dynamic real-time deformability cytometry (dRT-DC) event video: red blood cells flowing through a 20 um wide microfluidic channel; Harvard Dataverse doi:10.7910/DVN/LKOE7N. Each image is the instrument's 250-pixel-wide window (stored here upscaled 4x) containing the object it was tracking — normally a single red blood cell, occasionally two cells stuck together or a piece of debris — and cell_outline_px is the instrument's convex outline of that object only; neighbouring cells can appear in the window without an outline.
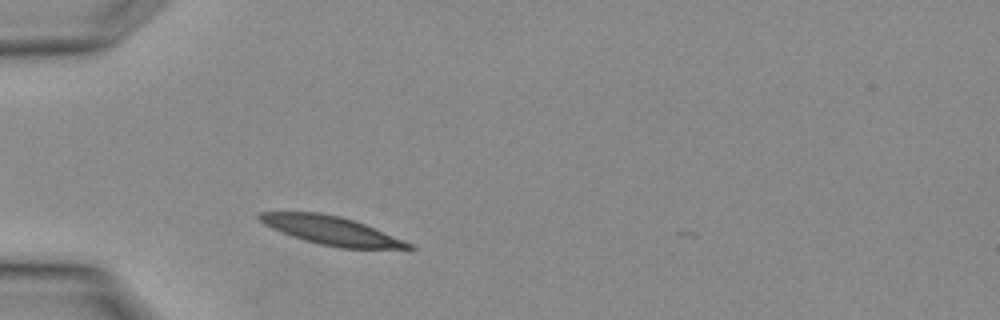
{"species": "Egyptian fruit bat (a non-hibernating species)", "species_latin": "Rousettus aegyptiacus", "temperature_condition": "warm", "stored_images_in_passage": 1, "camera_frame_rate_fps": 3000, "um_per_image_px": 0.085, "animal": {"sex": "female"}, "frame": {"image": 1, "passage_image": 1, "time_ms": 0.0, "image_size_px": [1000, 320], "cell_outline_px": [[416, 248], [340, 248], [320, 244], [304, 240], [292, 236], [272, 228], [264, 224], [256, 216], [260, 212], [320, 212], [340, 216], [364, 224], [404, 240], [412, 244]], "centroid_in_image_um": [28.13, 19.58], "position_along_channel_um": 56.9, "area_um2": 24.33}}